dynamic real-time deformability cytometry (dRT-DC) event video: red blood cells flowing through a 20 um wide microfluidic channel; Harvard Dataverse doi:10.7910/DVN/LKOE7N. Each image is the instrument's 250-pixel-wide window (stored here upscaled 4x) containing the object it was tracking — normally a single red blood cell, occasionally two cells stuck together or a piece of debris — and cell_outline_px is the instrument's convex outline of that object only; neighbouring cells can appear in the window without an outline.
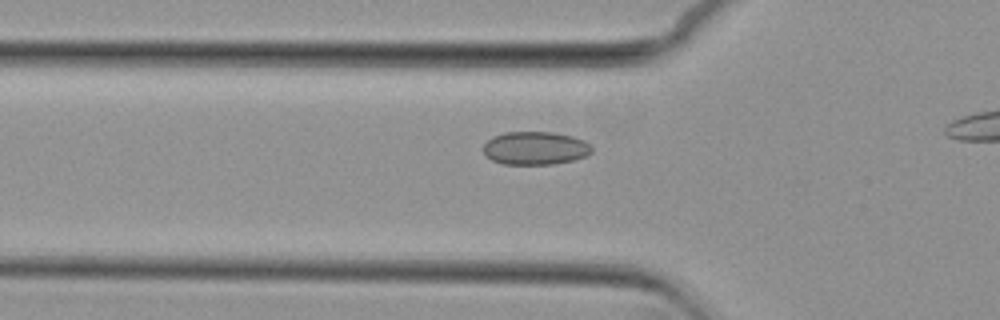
{"species": "common noctule bat (a hibernating species)", "species_latin": "Nyctalus noctula", "temperature_condition": "cold", "stored_images_in_passage": 40, "camera_frame_rate_fps": 3000, "um_per_image_px": 0.085, "animal": {"sex": "female", "body_mass_g": 29.2, "forearm_length_mm": 56.3}, "frame": {"image": 1, "passage_image": 13, "time_ms": 4.0, "image_size_px": [1000, 320], "cell_outline_px": [[592, 152], [584, 156], [572, 160], [552, 164], [504, 164], [492, 160], [484, 156], [484, 144], [492, 136], [504, 132], [552, 132], [572, 136], [584, 140], [592, 144]], "centroid_in_image_um": [45.48, 12.58], "position_along_channel_um": 80.3, "area_um2": 21.04}}
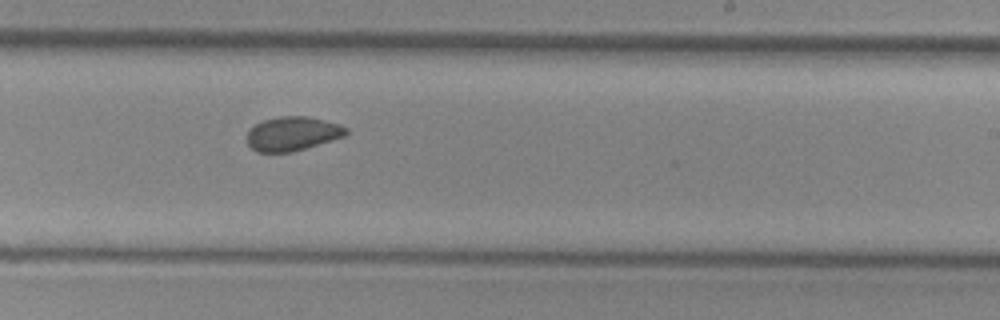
{"frame": {"image": 2, "passage_image": 28, "time_ms": 9.0, "image_size_px": [1000, 320], "cell_outline_px": [[348, 132], [344, 136], [332, 140], [292, 152], [256, 152], [248, 144], [248, 132], [256, 124], [264, 120], [280, 116], [308, 116], [340, 124], [348, 128]], "centroid_in_image_um": [24.88, 11.36], "position_along_channel_um": 264.1, "area_um2": 19.54}}
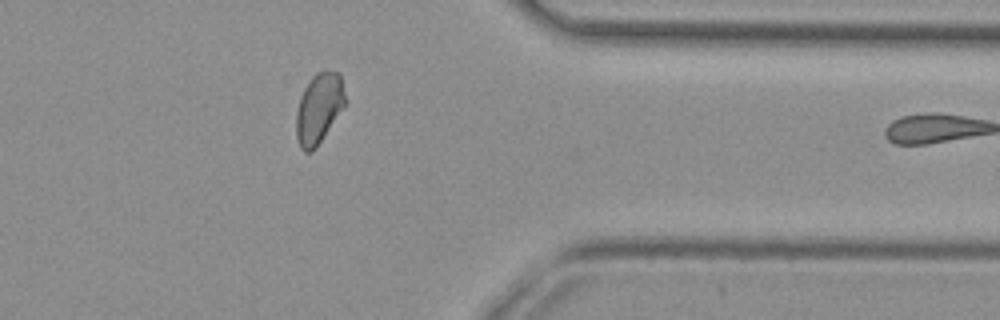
{"frame": {"image": 3, "passage_image": 39, "time_ms": 12.667, "image_size_px": [1000, 320], "cell_outline_px": [[344, 104], [316, 148], [312, 152], [304, 152], [300, 148], [296, 136], [296, 112], [300, 96], [304, 88], [312, 76], [316, 72], [324, 68], [340, 72], [344, 96]], "centroid_in_image_um": [27.06, 9.17], "position_along_channel_um": 384.3, "area_um2": 19.94}}